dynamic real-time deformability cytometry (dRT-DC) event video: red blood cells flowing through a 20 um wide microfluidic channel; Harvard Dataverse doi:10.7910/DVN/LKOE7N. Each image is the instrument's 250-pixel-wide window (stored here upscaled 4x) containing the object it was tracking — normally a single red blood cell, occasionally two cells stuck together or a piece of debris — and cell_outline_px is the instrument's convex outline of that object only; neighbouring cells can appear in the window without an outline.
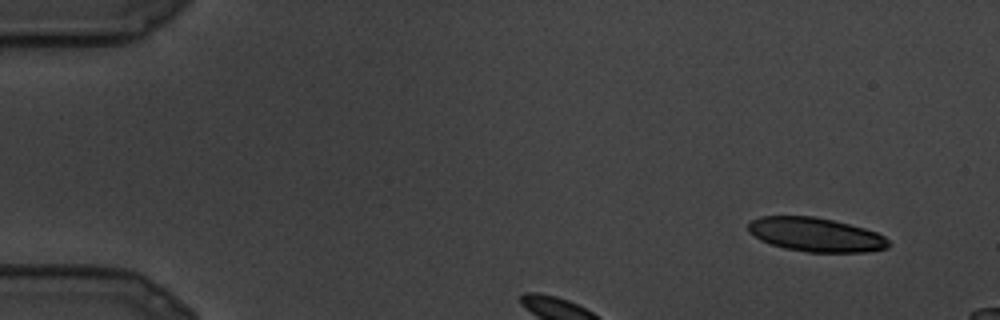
{"species": "common noctule bat (a hibernating species)", "species_latin": "Nyctalus noctula", "temperature_condition": "cold", "stored_images_in_passage": 10, "segment_of_instrument_passage": [1, 2], "camera_frame_rate_fps": 3000, "um_per_image_px": 0.085, "animal": {"sex": "male", "body_mass_g": 19.5, "forearm_length_mm": 54.6}, "frame": {"image": 1, "passage_image": 1, "time_ms": 0.0, "image_size_px": [1000, 320], "cell_outline_px": [[892, 244], [888, 248], [864, 252], [808, 252], [784, 248], [760, 240], [748, 232], [748, 224], [752, 220], [760, 216], [812, 216], [832, 220], [864, 228], [876, 232], [884, 236]], "centroid_in_image_um": [69.34, 19.95], "position_along_channel_um": 15.7, "area_um2": 27.74}}
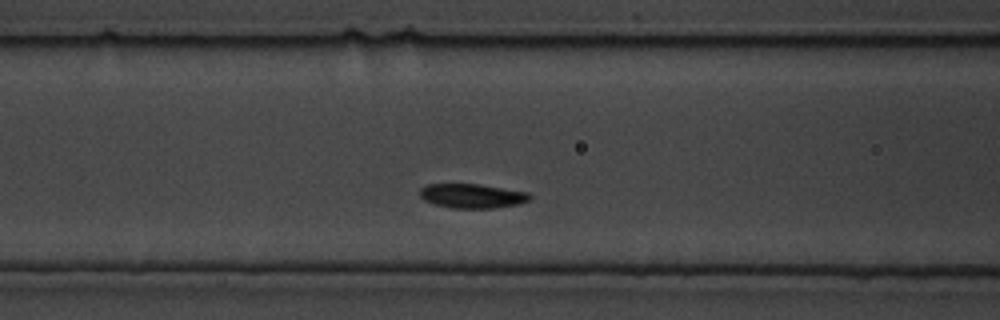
{"frame": {"image": 2, "passage_image": 7, "time_ms": 2.0, "image_size_px": [1000, 320], "cell_outline_px": [[532, 196], [528, 200], [520, 204], [496, 208], [452, 208], [436, 204], [424, 200], [420, 196], [420, 188], [428, 184], [480, 184], [528, 192]], "centroid_in_image_um": [40.15, 16.65], "position_along_channel_um": 126.4, "area_um2": 15.61}}
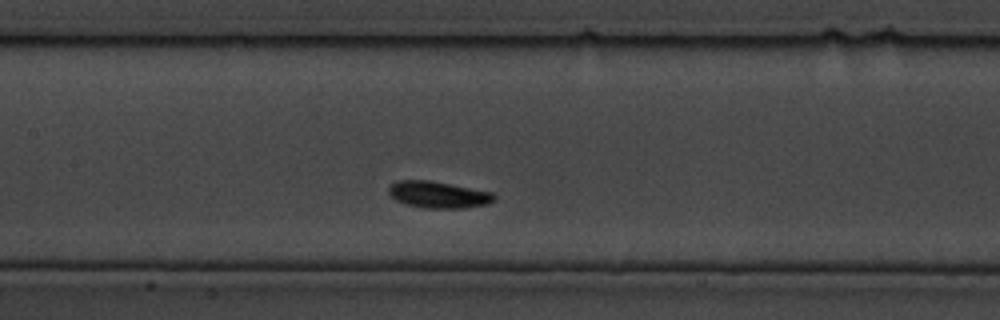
{"frame": {"image": 3, "passage_image": 9, "time_ms": 2.667, "image_size_px": [1000, 320], "cell_outline_px": [[496, 200], [488, 204], [464, 208], [424, 208], [408, 204], [396, 200], [388, 192], [388, 188], [396, 180], [432, 180], [492, 192], [496, 196]], "centroid_in_image_um": [37.29, 16.54], "position_along_channel_um": 170.1, "area_um2": 16.47}}